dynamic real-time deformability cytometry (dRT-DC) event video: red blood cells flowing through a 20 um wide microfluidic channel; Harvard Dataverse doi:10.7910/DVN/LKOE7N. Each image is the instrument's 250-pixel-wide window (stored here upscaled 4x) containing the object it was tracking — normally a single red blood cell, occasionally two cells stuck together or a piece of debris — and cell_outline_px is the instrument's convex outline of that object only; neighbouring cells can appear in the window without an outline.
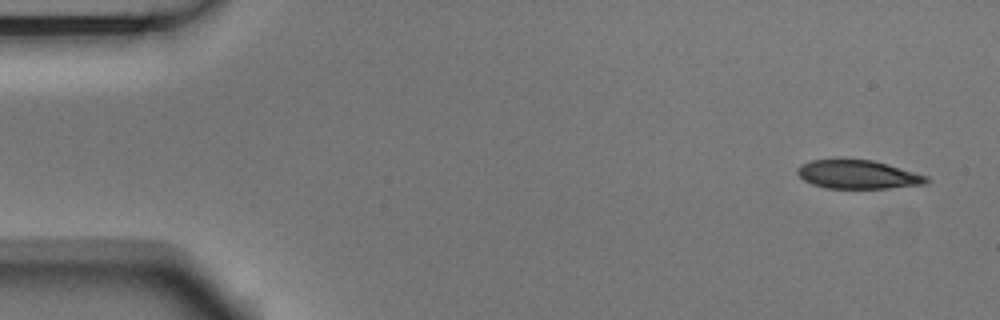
{"species": "Egyptian fruit bat (a non-hibernating species)", "species_latin": "Rousettus aegyptiacus", "temperature_condition": "room temperature", "stored_images_in_passage": 10, "camera_frame_rate_fps": 3000, "um_per_image_px": 0.085, "animal": {"sex": "male"}, "frame": {"image": 1, "passage_image": 1, "time_ms": 0.0, "image_size_px": [1000, 320], "cell_outline_px": [[928, 180], [924, 184], [888, 188], [828, 188], [812, 184], [804, 180], [796, 172], [796, 168], [800, 164], [812, 160], [872, 160], [888, 164], [928, 176]], "centroid_in_image_um": [72.9, 14.83], "position_along_channel_um": 12.1, "area_um2": 21.27}}
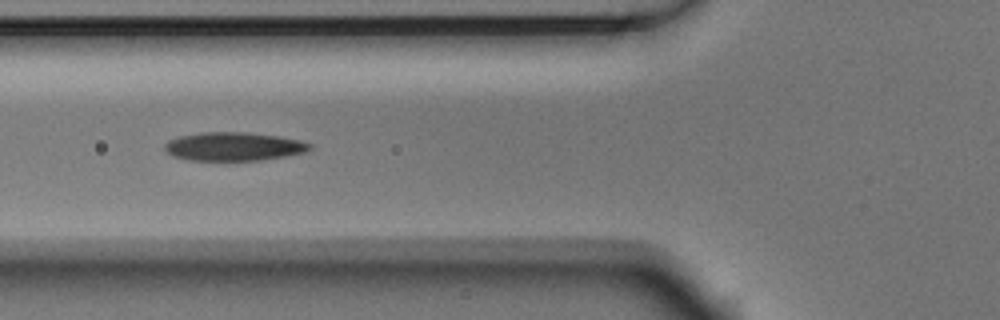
{"frame": {"image": 2, "passage_image": 6, "time_ms": 1.667, "image_size_px": [1000, 320], "cell_outline_px": [[312, 148], [304, 152], [288, 156], [260, 160], [188, 160], [172, 156], [164, 148], [164, 144], [168, 140], [180, 136], [200, 132], [248, 132], [276, 136], [300, 140], [312, 144]], "centroid_in_image_um": [19.86, 12.45], "position_along_channel_um": 105.9, "area_um2": 24.16}}
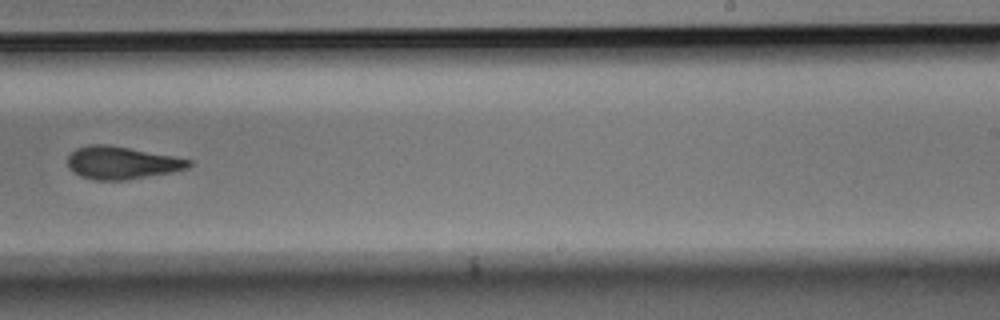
{"frame": {"image": 3, "passage_image": 10, "time_ms": 3.0, "image_size_px": [1000, 320], "cell_outline_px": [[192, 164], [188, 168], [172, 172], [124, 180], [96, 180], [80, 176], [68, 168], [68, 156], [76, 148], [88, 144], [108, 144], [172, 156], [192, 160]], "centroid_in_image_um": [10.32, 13.83], "position_along_channel_um": 278.7, "area_um2": 22.95}}